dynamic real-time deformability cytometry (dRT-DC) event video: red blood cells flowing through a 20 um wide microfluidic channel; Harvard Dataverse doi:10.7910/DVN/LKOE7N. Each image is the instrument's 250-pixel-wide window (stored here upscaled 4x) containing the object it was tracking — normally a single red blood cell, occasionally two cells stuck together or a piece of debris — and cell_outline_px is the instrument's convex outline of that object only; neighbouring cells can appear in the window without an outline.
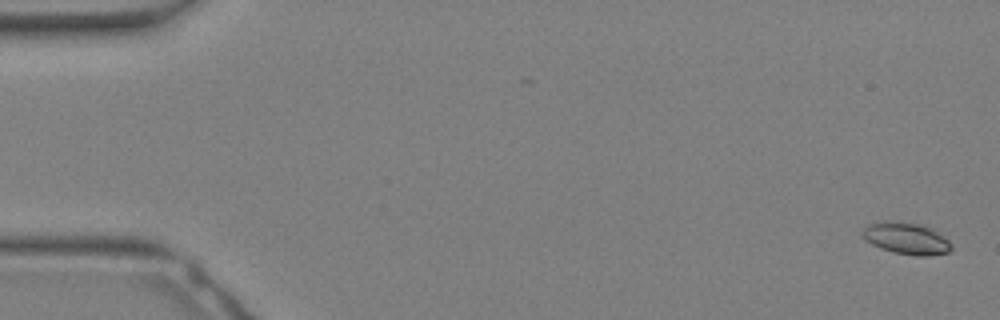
{"species": "Egyptian fruit bat (a non-hibernating species)", "species_latin": "Rousettus aegyptiacus", "temperature_condition": "warm", "stored_images_in_passage": 34, "camera_frame_rate_fps": 3000, "um_per_image_px": 0.085, "animal": {"sex": "female"}, "frame": {"image": 1, "passage_image": 1, "time_ms": 0.0, "image_size_px": [1000, 320], "cell_outline_px": [[952, 248], [948, 252], [928, 256], [916, 256], [892, 252], [880, 248], [864, 240], [860, 232], [868, 224], [884, 220], [888, 220], [920, 224], [932, 228], [948, 240], [952, 244]], "centroid_in_image_um": [77.0, 20.26], "position_along_channel_um": 8.0, "area_um2": 16.7}}
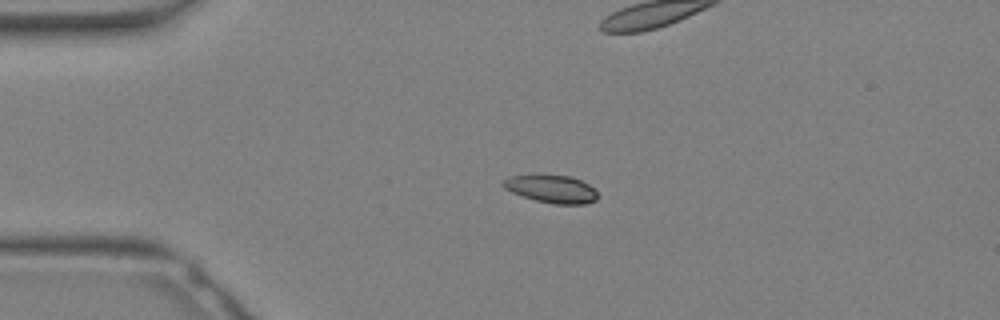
{"frame": {"image": 2, "passage_image": 8, "time_ms": 2.333, "image_size_px": [1000, 320], "cell_outline_px": [[596, 200], [584, 204], [552, 204], [536, 200], [512, 192], [504, 188], [500, 184], [500, 180], [508, 176], [572, 176], [588, 184], [596, 192]], "centroid_in_image_um": [46.83, 16.07], "position_along_channel_um": 38.2, "area_um2": 15.03}}
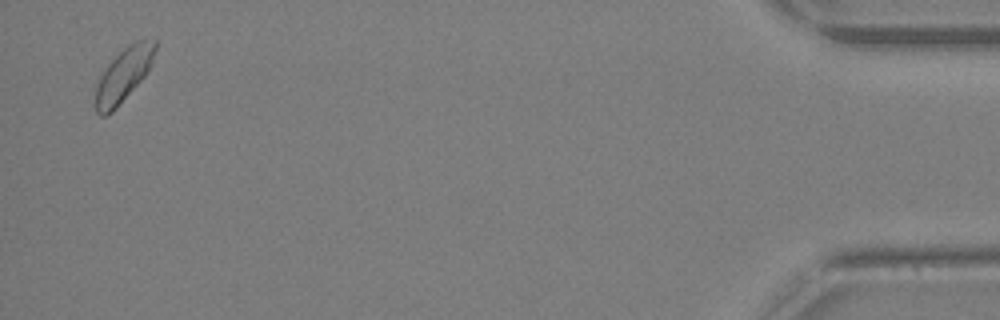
{"frame": {"image": 3, "passage_image": 34, "time_ms": 11.0, "image_size_px": [1000, 320], "cell_outline_px": [[156, 48], [152, 64], [144, 76], [116, 108], [108, 116], [100, 116], [96, 112], [96, 84], [100, 76], [108, 64], [128, 44], [136, 40], [156, 40]], "centroid_in_image_um": [10.5, 6.37], "position_along_channel_um": 424.7, "area_um2": 18.38}}